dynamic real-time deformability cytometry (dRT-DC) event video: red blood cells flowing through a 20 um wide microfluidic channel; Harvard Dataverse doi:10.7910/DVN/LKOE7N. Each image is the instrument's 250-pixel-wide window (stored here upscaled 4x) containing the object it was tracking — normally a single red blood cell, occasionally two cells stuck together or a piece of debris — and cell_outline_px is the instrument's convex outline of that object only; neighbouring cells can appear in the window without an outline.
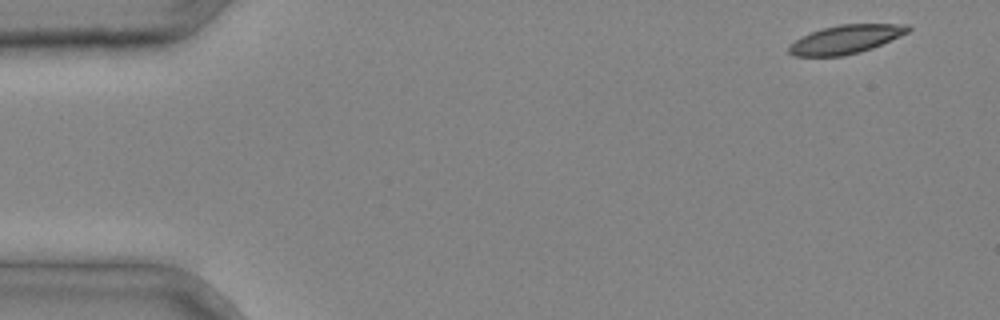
{"species": "common noctule bat (a hibernating species)", "species_latin": "Nyctalus noctula", "temperature_condition": "cold", "stored_images_in_passage": 3, "camera_frame_rate_fps": 3000, "um_per_image_px": 0.085, "animal": {"sex": "male", "body_mass_g": 20.4}, "frame": {"image": 1, "passage_image": 1, "time_ms": 0.0, "image_size_px": [1000, 320], "cell_outline_px": [[912, 28], [908, 32], [900, 36], [872, 48], [860, 52], [844, 56], [792, 56], [788, 52], [788, 44], [800, 36], [824, 28], [840, 24], [908, 24]], "centroid_in_image_um": [71.85, 3.35], "position_along_channel_um": 13.1, "area_um2": 19.94}}